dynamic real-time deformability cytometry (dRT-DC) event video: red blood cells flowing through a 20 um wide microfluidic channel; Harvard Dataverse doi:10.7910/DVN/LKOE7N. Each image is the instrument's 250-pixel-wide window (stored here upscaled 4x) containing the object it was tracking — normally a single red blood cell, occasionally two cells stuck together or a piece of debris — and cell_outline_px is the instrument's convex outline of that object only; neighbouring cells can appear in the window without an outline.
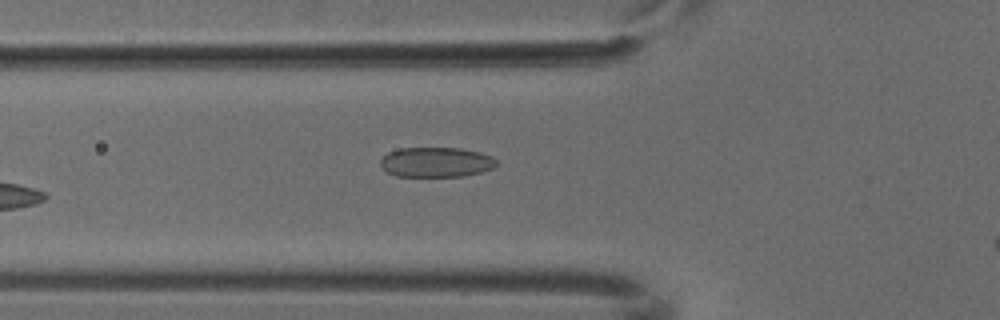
{"species": "common noctule bat (a hibernating species)", "species_latin": "Nyctalus noctula", "temperature_condition": "cold", "stored_images_in_passage": 3, "camera_frame_rate_fps": 3000, "um_per_image_px": 0.085, "animal": {"sex": "male", "body_mass_g": 18.8}, "frame": {"image": 1, "passage_image": 2, "time_ms": 0.333, "image_size_px": [1000, 320], "cell_outline_px": [[496, 164], [492, 168], [480, 172], [464, 176], [396, 176], [380, 168], [380, 160], [388, 152], [400, 148], [460, 148], [480, 152], [492, 156], [496, 160]], "centroid_in_image_um": [37.04, 13.78], "position_along_channel_um": 88.8, "area_um2": 20.23}}